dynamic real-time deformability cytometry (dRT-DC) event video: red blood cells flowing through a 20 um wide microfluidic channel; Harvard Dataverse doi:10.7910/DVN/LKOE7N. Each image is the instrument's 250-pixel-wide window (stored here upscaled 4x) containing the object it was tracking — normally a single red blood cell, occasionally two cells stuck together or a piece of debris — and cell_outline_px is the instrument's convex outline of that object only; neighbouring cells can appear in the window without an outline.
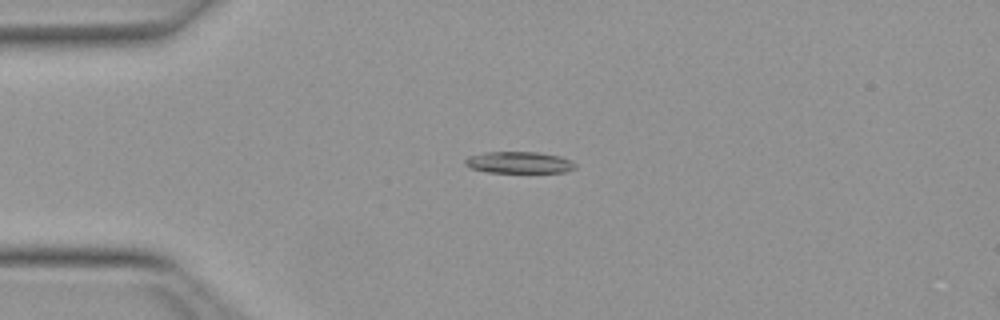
{"species": "Egyptian fruit bat (a non-hibernating species)", "species_latin": "Rousettus aegyptiacus", "temperature_condition": "warm", "stored_images_in_passage": 47, "camera_frame_rate_fps": 3000, "um_per_image_px": 0.085, "animal": {"sex": "female"}, "frame": {"image": 1, "passage_image": 8, "time_ms": 2.333, "image_size_px": [1000, 320], "cell_outline_px": [[576, 168], [564, 172], [488, 172], [468, 168], [464, 164], [464, 160], [468, 156], [484, 152], [540, 152], [560, 156], [576, 164]], "centroid_in_image_um": [44.07, 13.81], "position_along_channel_um": 40.9, "area_um2": 13.93}}
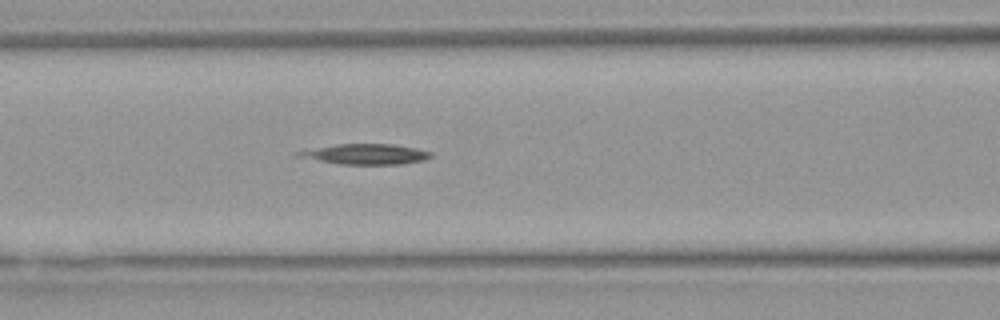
{"frame": {"image": 2, "passage_image": 17, "time_ms": 5.333, "image_size_px": [1000, 320], "cell_outline_px": [[432, 156], [424, 160], [404, 164], [340, 164], [292, 156], [292, 152], [336, 144], [392, 144], [416, 148], [432, 152]], "centroid_in_image_um": [31.02, 13.1], "position_along_channel_um": 135.6, "area_um2": 15.9}}
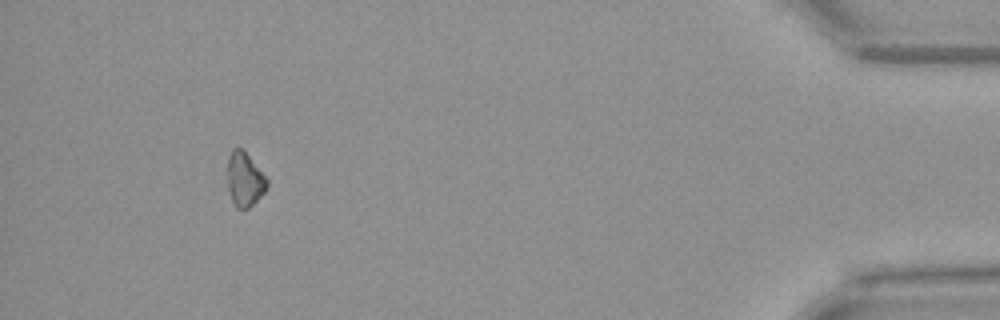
{"frame": {"image": 3, "passage_image": 43, "time_ms": 14.0, "image_size_px": [1000, 320], "cell_outline_px": [[268, 188], [248, 208], [236, 208], [232, 200], [228, 188], [228, 156], [232, 148], [244, 148], [268, 180]], "centroid_in_image_um": [20.8, 15.2], "position_along_channel_um": 414.4, "area_um2": 12.48}}